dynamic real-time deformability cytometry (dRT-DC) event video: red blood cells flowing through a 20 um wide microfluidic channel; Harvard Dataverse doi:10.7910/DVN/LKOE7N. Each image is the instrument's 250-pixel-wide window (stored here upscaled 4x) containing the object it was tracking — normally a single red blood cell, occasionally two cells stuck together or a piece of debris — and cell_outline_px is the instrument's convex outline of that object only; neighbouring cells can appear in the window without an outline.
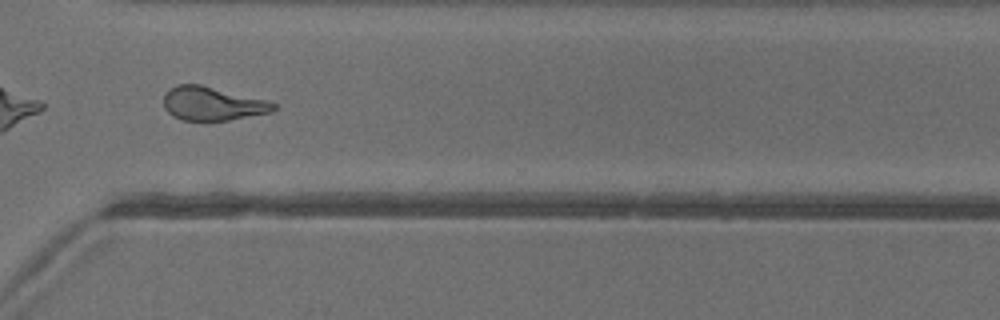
{"species": "common noctule bat (a hibernating species)", "species_latin": "Nyctalus noctula", "temperature_condition": "warm", "stored_images_in_passage": 50, "camera_frame_rate_fps": 3000, "um_per_image_px": 0.085, "animal": {"sex": "female"}, "frame": {"image": 1, "passage_image": 36, "time_ms": 11.667, "image_size_px": [1000, 320], "cell_outline_px": [[276, 108], [272, 112], [228, 120], [180, 120], [172, 116], [164, 108], [164, 92], [168, 88], [176, 84], [200, 84], [268, 100], [276, 104]], "centroid_in_image_um": [18.03, 8.8], "position_along_channel_um": 352.6, "area_um2": 21.73}, "authors_computed_cell_mechanics": {"area_um2": 22.3397, "velocity_mm_per_s": 4.0134, "shape_relaxation_time_tau1_ms": 8.2012, "shape_relaxation_time_tau2_ms": 1.9735, "deformation_change_tau1": 0.256, "deformation_change_tau2": 0.1194}}